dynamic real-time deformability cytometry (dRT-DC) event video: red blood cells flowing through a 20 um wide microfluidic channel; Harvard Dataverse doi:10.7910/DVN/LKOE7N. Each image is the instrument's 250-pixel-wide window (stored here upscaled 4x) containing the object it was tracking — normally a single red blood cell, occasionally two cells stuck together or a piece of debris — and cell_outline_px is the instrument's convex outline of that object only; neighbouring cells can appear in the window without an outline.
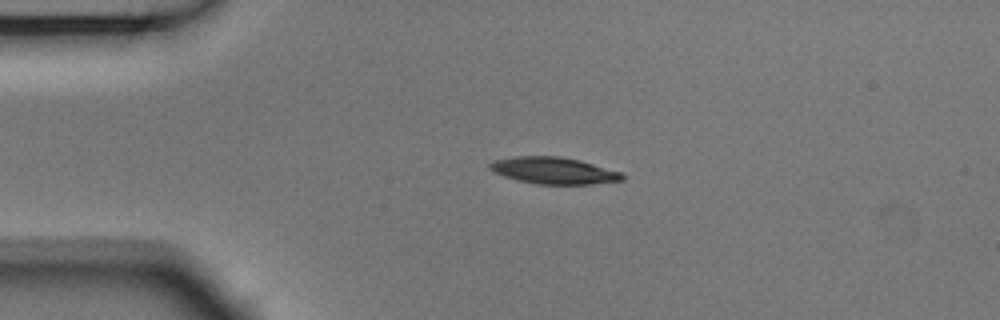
{"species": "Egyptian fruit bat (a non-hibernating species)", "species_latin": "Rousettus aegyptiacus", "temperature_condition": "room temperature", "stored_images_in_passage": 43, "camera_frame_rate_fps": 3000, "um_per_image_px": 0.085, "animal": {"sex": "male"}, "frame": {"image": 1, "passage_image": 1, "time_ms": 0.0, "image_size_px": [1000, 320], "cell_outline_px": [[624, 180], [592, 184], [536, 184], [504, 176], [492, 172], [488, 168], [488, 164], [496, 160], [516, 156], [560, 156], [580, 160], [620, 172], [624, 176]], "centroid_in_image_um": [47.05, 14.5], "position_along_channel_um": 38.0, "area_um2": 20.52}}
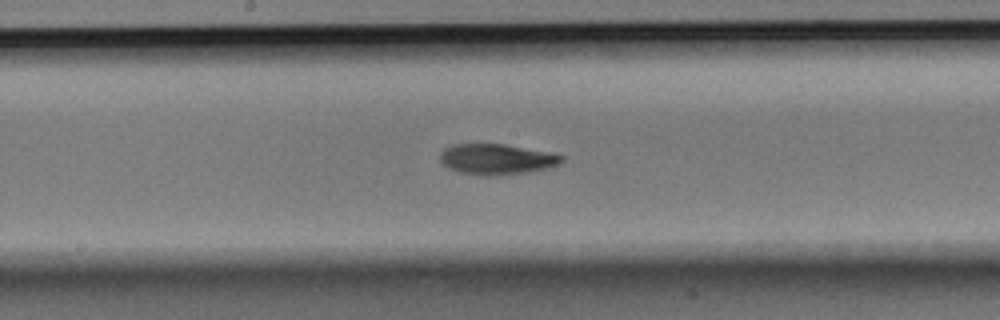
{"frame": {"image": 2, "passage_image": 17, "time_ms": 5.333, "image_size_px": [1000, 320], "cell_outline_px": [[564, 160], [548, 168], [524, 172], [488, 176], [484, 176], [460, 172], [448, 168], [440, 160], [440, 152], [444, 148], [452, 144], [504, 144], [564, 156]], "centroid_in_image_um": [42.14, 13.53], "position_along_channel_um": 206.1, "area_um2": 21.27}}
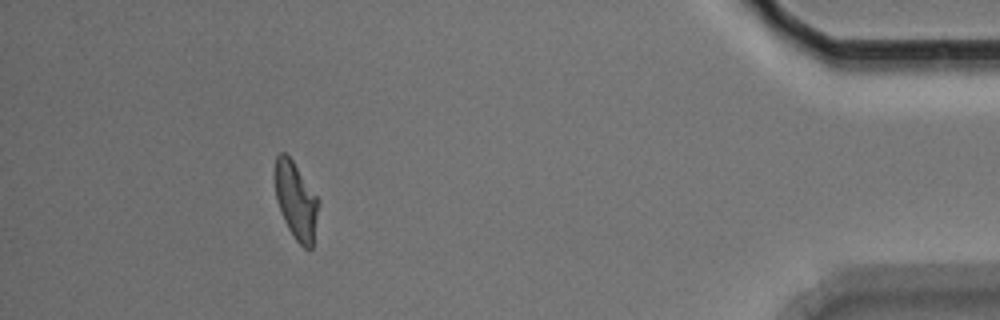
{"frame": {"image": 3, "passage_image": 38, "time_ms": 12.333, "image_size_px": [1000, 320], "cell_outline_px": [[320, 204], [312, 248], [308, 252], [296, 240], [288, 228], [284, 220], [276, 200], [276, 156], [280, 152], [284, 152], [292, 160], [320, 200]], "centroid_in_image_um": [25.2, 17.11], "position_along_channel_um": 410.0, "area_um2": 19.48}, "authors_computed_cell_mechanics": {"area_um2": 21.2126, "velocity_mm_per_s": 3.7228, "shape_relaxation_time_tau1_ms": 4.1699, "shape_relaxation_time_tau2_ms": 3.3488, "deformation_change_tau1": 0.1381, "deformation_change_tau2": 0.0914}}